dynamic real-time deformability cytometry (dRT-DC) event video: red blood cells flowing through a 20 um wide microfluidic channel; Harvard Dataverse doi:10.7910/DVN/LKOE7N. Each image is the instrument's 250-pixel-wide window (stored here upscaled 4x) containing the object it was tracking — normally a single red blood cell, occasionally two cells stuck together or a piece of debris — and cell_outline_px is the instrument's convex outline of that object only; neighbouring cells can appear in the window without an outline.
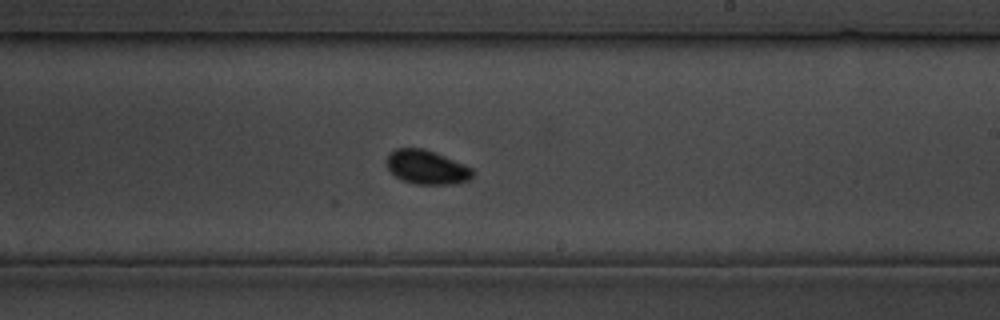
{"species": "common noctule bat (a hibernating species)", "species_latin": "Nyctalus noctula", "temperature_condition": "cold", "stored_images_in_passage": 28, "segment_of_instrument_passage": [1, 2], "camera_frame_rate_fps": 3000, "um_per_image_px": 0.085, "animal": {"sex": "male", "body_mass_g": 19.5, "forearm_length_mm": 54.6}, "frame": {"image": 1, "passage_image": 13, "time_ms": 14.333, "image_size_px": [1000, 320], "cell_outline_px": [[476, 172], [468, 180], [456, 184], [416, 184], [400, 180], [388, 172], [384, 160], [396, 148], [424, 148], [464, 164], [472, 168]], "centroid_in_image_um": [36.23, 14.22], "position_along_channel_um": 252.8, "area_um2": 17.34}}
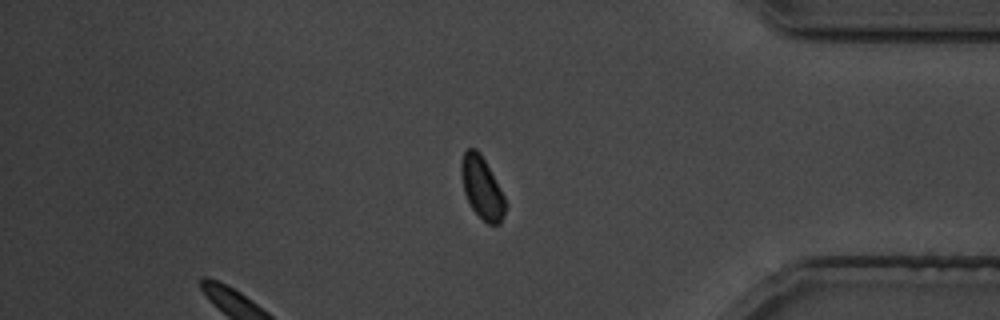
{"frame": {"image": 2, "passage_image": 22, "time_ms": 25.333, "image_size_px": [1000, 320], "cell_outline_px": [[504, 216], [500, 224], [488, 224], [472, 208], [464, 192], [460, 176], [460, 164], [464, 152], [468, 148], [476, 148], [480, 152], [504, 196]], "centroid_in_image_um": [40.93, 15.93], "position_along_channel_um": 394.3, "area_um2": 15.66}}
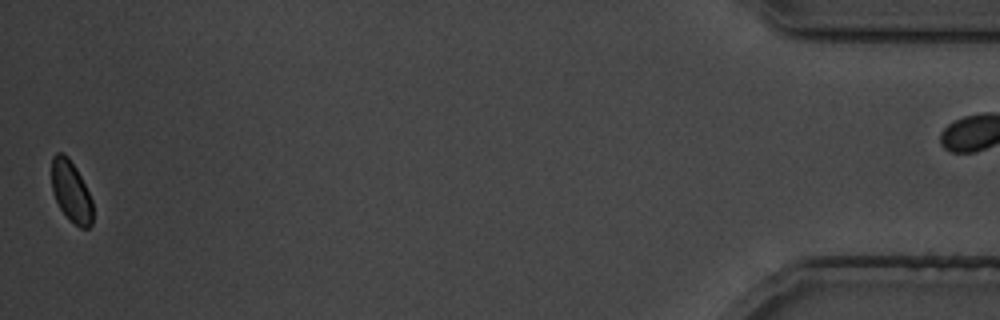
{"frame": {"image": 3, "passage_image": 27, "time_ms": 32.0, "image_size_px": [1000, 320], "cell_outline_px": [[92, 224], [88, 228], [80, 228], [60, 208], [52, 192], [52, 156], [56, 152], [64, 152], [68, 156], [76, 168], [92, 200]], "centroid_in_image_um": [6.03, 16.23], "position_along_channel_um": 429.2, "area_um2": 14.45}}